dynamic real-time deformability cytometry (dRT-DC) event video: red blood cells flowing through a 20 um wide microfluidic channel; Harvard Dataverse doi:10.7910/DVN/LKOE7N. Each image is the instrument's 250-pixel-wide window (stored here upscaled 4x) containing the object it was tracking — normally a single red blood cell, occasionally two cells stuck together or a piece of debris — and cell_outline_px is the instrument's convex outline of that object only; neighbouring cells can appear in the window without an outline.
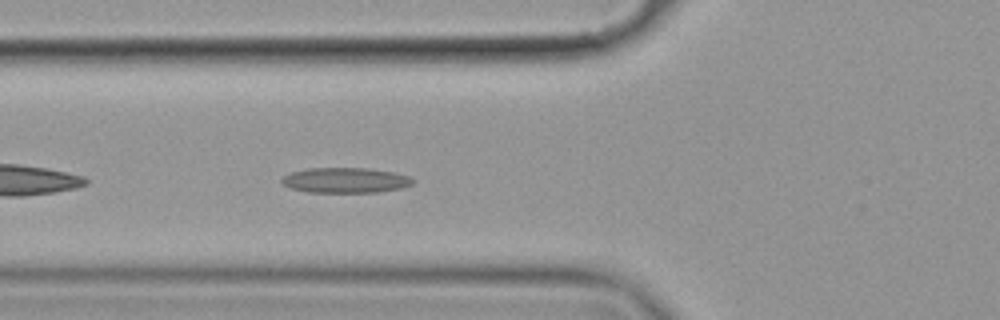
{"species": "common noctule bat (a hibernating species)", "species_latin": "Nyctalus noctula", "temperature_condition": "cold", "stored_images_in_passage": 41, "camera_frame_rate_fps": 3000, "um_per_image_px": 0.085, "animal": {"sex": "female", "body_mass_g": 19.9}, "frame": {"image": 1, "passage_image": 5, "time_ms": 1.333, "image_size_px": [1000, 320], "cell_outline_px": [[416, 180], [412, 184], [404, 188], [380, 192], [308, 192], [288, 188], [280, 180], [284, 176], [292, 172], [308, 168], [364, 168], [392, 172], [408, 176]], "centroid_in_image_um": [29.37, 15.33], "position_along_channel_um": 96.4, "area_um2": 19.31}}
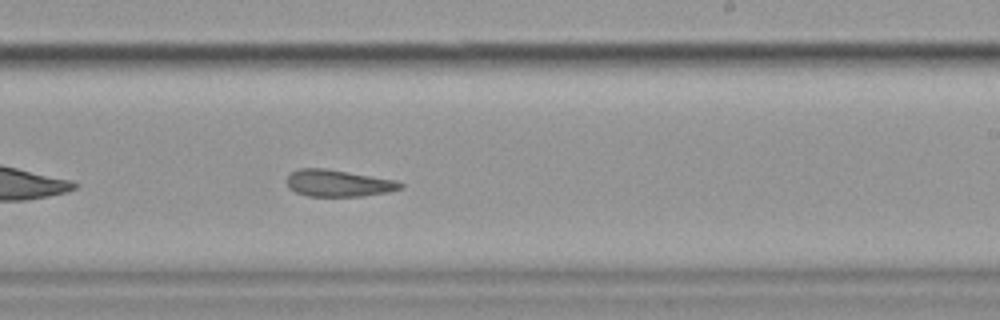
{"frame": {"image": 2, "passage_image": 19, "time_ms": 6.0, "image_size_px": [1000, 320], "cell_outline_px": [[404, 188], [388, 192], [364, 196], [308, 196], [296, 192], [288, 188], [284, 180], [292, 172], [300, 168], [324, 168], [396, 180], [404, 184]], "centroid_in_image_um": [28.74, 15.58], "position_along_channel_um": 260.3, "area_um2": 17.86}}
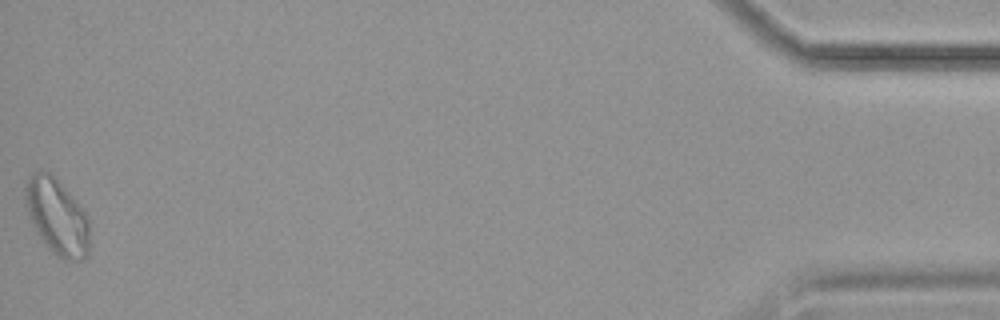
{"frame": {"image": 3, "passage_image": 41, "time_ms": 13.333, "image_size_px": [1000, 320], "cell_outline_px": [[88, 252], [84, 260], [64, 260], [56, 256], [44, 244], [36, 232], [32, 224], [28, 212], [24, 192], [24, 188], [28, 180], [40, 168], [48, 172], [64, 188], [88, 216]], "centroid_in_image_um": [4.83, 18.46], "position_along_channel_um": 430.4, "area_um2": 27.98}, "authors_computed_cell_mechanics": {"area_um2": 18.9584, "velocity_mm_per_s": 3.5135, "shape_relaxation_time_tau1_ms": null, "shape_relaxation_time_tau2_ms": 3.7871, "deformation_change_tau1": null, "deformation_change_tau2": 0.1244}}